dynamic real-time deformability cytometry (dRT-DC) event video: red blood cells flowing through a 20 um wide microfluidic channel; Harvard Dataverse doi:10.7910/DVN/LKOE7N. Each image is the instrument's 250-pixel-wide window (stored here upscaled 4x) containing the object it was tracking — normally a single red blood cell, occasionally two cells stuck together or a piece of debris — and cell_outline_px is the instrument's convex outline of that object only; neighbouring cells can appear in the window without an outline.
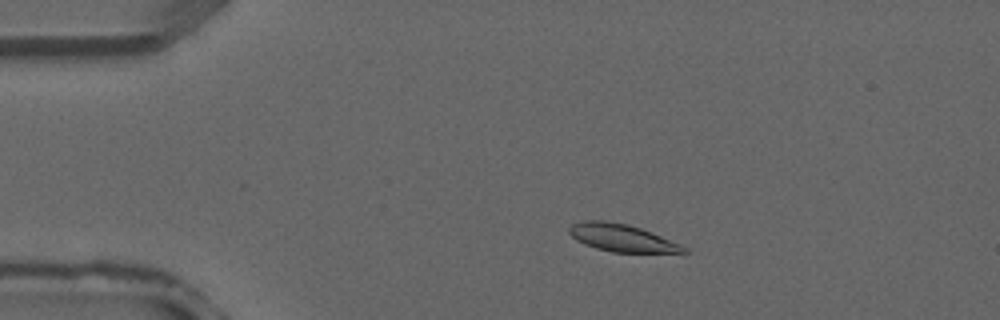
{"species": "common noctule bat (a hibernating species)", "species_latin": "Nyctalus noctula", "temperature_condition": "warm", "stored_images_in_passage": 38, "camera_frame_rate_fps": 3000, "um_per_image_px": 0.085, "animal": {"sex": "male", "forearm_length_mm": 52.5}, "frame": {"image": 1, "passage_image": 7, "time_ms": 2.0, "image_size_px": [1000, 320], "cell_outline_px": [[688, 252], [684, 256], [612, 252], [596, 248], [584, 244], [576, 240], [568, 232], [568, 228], [572, 224], [584, 220], [604, 220], [628, 224], [640, 228], [680, 244], [688, 248]], "centroid_in_image_um": [53.0, 20.28], "position_along_channel_um": 32.0, "area_um2": 19.25}}
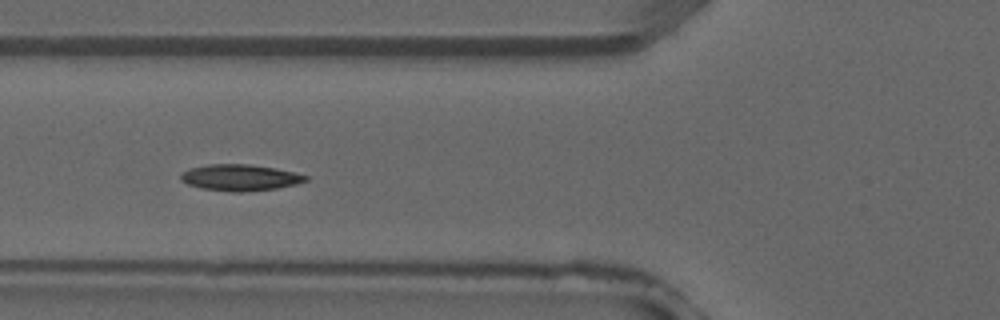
{"frame": {"image": 2, "passage_image": 14, "time_ms": 4.333, "image_size_px": [1000, 320], "cell_outline_px": [[308, 180], [296, 184], [276, 188], [240, 192], [232, 192], [200, 188], [188, 184], [180, 180], [180, 172], [188, 168], [208, 164], [248, 164], [276, 168], [308, 176]], "centroid_in_image_um": [20.34, 15.09], "position_along_channel_um": 105.5, "area_um2": 19.19}}
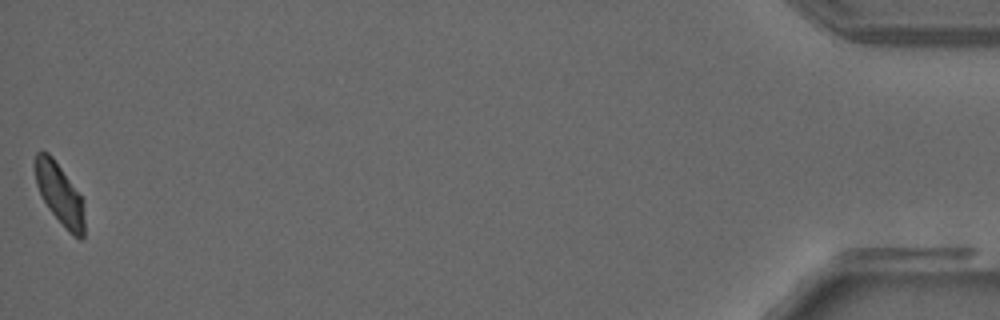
{"frame": {"image": 3, "passage_image": 38, "time_ms": 12.333, "image_size_px": [1000, 320], "cell_outline_px": [[84, 236], [80, 240], [72, 236], [68, 232], [48, 208], [36, 184], [32, 164], [36, 152], [48, 152], [52, 156], [84, 200]], "centroid_in_image_um": [5.06, 16.5], "position_along_channel_um": 430.1, "area_um2": 17.86}}